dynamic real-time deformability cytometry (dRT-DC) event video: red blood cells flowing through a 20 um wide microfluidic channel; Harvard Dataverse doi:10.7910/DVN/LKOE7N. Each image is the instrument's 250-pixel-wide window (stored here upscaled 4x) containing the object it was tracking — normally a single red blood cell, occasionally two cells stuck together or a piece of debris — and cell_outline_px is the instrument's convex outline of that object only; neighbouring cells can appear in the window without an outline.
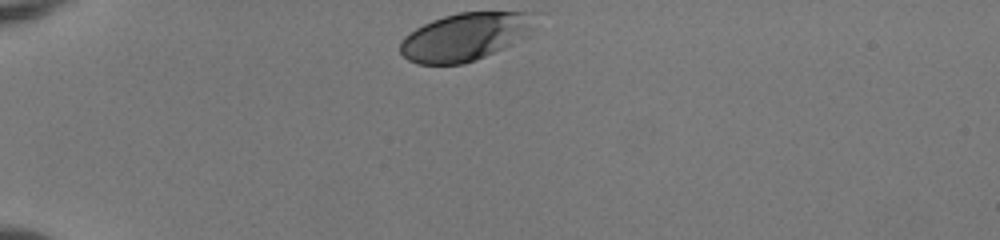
{"species": "human", "species_latin": "Homo sapiens", "temperature_condition": "room temperature", "stored_images_in_passage": 33, "camera_frame_rate_fps": 3000, "um_per_image_px": 0.085, "donor": {"sex": "female"}, "frame": {"image": 1, "passage_image": 1, "time_ms": 0.0, "image_size_px": [1000, 240], "cell_outline_px": [[544, 12], [528, 36], [504, 48], [476, 60], [464, 64], [416, 64], [408, 60], [400, 52], [400, 40], [404, 36], [416, 28], [432, 20], [444, 16], [460, 12]], "centroid_in_image_um": [39.62, 3.1], "position_along_channel_um": 45.4, "area_um2": 38.26}}
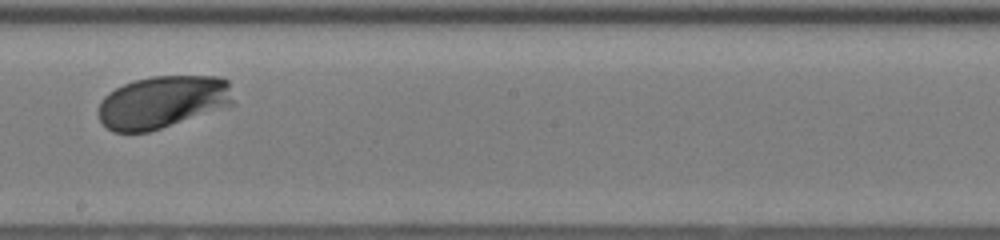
{"frame": {"image": 2, "passage_image": 19, "time_ms": 6.0, "image_size_px": [1000, 240], "cell_outline_px": [[236, 104], [148, 132], [112, 132], [100, 120], [96, 112], [100, 100], [108, 92], [124, 84], [136, 80], [152, 76], [220, 76], [228, 80]], "centroid_in_image_um": [13.82, 8.66], "position_along_channel_um": 234.4, "area_um2": 41.56}}
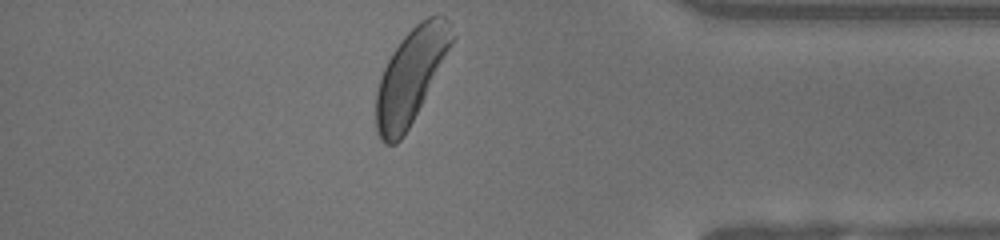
{"frame": {"image": 3, "passage_image": 33, "time_ms": 10.667, "image_size_px": [1000, 240], "cell_outline_px": [[456, 36], [404, 136], [396, 144], [384, 144], [380, 140], [376, 132], [376, 92], [384, 68], [392, 52], [400, 40], [420, 20], [436, 12], [444, 16], [452, 24]], "centroid_in_image_um": [34.92, 6.41], "position_along_channel_um": 400.3, "area_um2": 41.15}, "authors_computed_cell_mechanics": {"area_um2": 40.46, "velocity_mm_per_s": 3.9387, "shape_relaxation_time_tau1_ms": 1.0892, "shape_relaxation_time_tau2_ms": null, "deformation_change_tau1": 0.1098, "deformation_change_tau2": null}}